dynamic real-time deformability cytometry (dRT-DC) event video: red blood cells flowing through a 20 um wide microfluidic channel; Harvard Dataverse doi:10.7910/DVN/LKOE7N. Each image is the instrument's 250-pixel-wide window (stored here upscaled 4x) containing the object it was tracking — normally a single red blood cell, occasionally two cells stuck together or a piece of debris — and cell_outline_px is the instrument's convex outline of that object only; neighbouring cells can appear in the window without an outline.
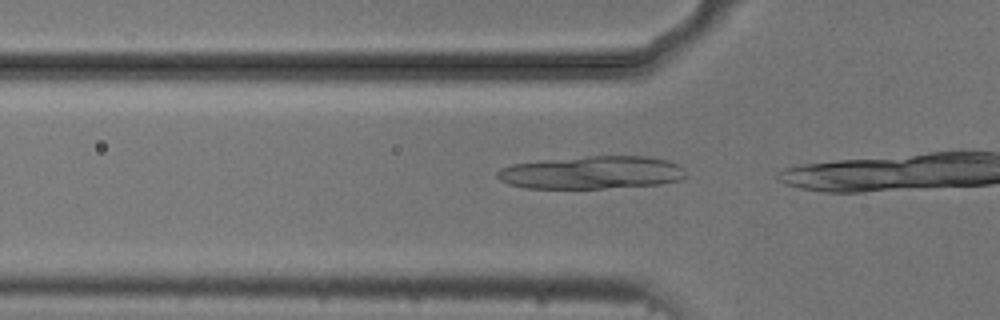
{"species": "common noctule bat (a hibernating species)", "species_latin": "Nyctalus noctula", "temperature_condition": "cold", "stored_images_in_passage": 14, "camera_frame_rate_fps": 3000, "um_per_image_px": 0.085, "animal": {"sex": "male", "body_mass_g": 20.5, "forearm_length_mm": 52.5}, "frame": {"image": 1, "passage_image": 10, "time_ms": 3.0, "image_size_px": [1000, 320], "cell_outline_px": [[684, 176], [680, 180], [660, 184], [604, 188], [524, 188], [508, 184], [500, 180], [496, 176], [496, 172], [500, 168], [512, 164], [540, 160], [588, 156], [648, 156], [668, 160], [684, 168]], "centroid_in_image_um": [50.26, 14.66], "position_along_channel_um": 75.5, "area_um2": 36.24}}